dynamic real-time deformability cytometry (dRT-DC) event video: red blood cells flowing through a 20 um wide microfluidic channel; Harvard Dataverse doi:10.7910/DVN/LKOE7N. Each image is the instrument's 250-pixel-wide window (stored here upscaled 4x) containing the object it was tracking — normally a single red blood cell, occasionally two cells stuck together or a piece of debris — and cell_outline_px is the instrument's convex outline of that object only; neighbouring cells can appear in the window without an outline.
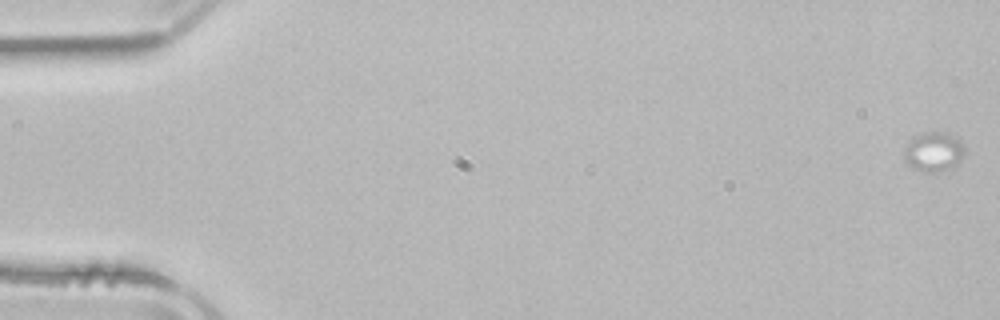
{"species": "common noctule bat (a hibernating species)", "species_latin": "Nyctalus noctula", "temperature_condition": "room temperature", "stored_images_in_passage": 14, "camera_frame_rate_fps": 3000, "um_per_image_px": 0.085, "animal": {"sex": "male", "body_mass_g": 21.5, "forearm_length_mm": 52.0}, "frame": {"image": 1, "passage_image": 1, "time_ms": 0.0, "image_size_px": [1000, 320], "cell_outline_px": [[964, 152], [960, 160], [952, 168], [932, 172], [928, 172], [912, 168], [908, 164], [904, 156], [904, 148], [912, 136], [924, 132], [944, 132], [956, 136], [964, 144]], "centroid_in_image_um": [79.35, 12.87], "position_along_channel_um": 5.6, "area_um2": 13.99}}